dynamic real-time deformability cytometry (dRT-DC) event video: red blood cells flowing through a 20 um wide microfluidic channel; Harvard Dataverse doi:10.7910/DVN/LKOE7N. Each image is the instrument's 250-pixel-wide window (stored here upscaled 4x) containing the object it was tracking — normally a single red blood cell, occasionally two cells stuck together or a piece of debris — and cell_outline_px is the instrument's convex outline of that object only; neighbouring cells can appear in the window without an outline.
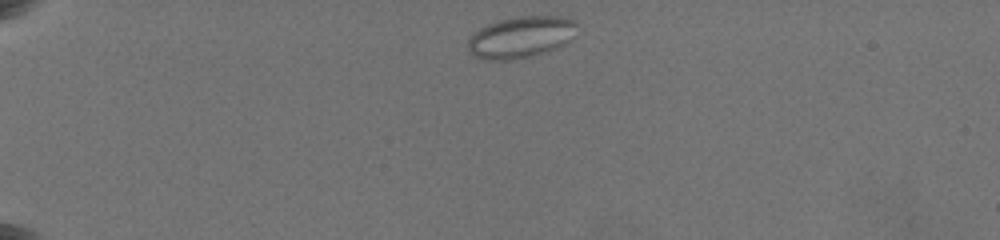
{"species": "common noctule bat (a hibernating species)", "species_latin": "Nyctalus noctula", "temperature_condition": "warm", "stored_images_in_passage": 112, "camera_frame_rate_fps": 3000, "um_per_image_px": 0.085, "animal": {"sex": "female", "body_mass_g": 19.5, "forearm_length_mm": 54.1}, "frame": {"image": 1, "passage_image": 3, "time_ms": 0.333, "image_size_px": [1000, 240], "cell_outline_px": [[576, 24], [572, 40], [548, 52], [512, 60], [484, 60], [472, 56], [468, 52], [468, 40], [480, 28], [488, 24], [500, 20], [520, 16], [560, 16], [572, 20]], "centroid_in_image_um": [44.25, 3.18], "position_along_channel_um": 40.7, "area_um2": 26.41}}
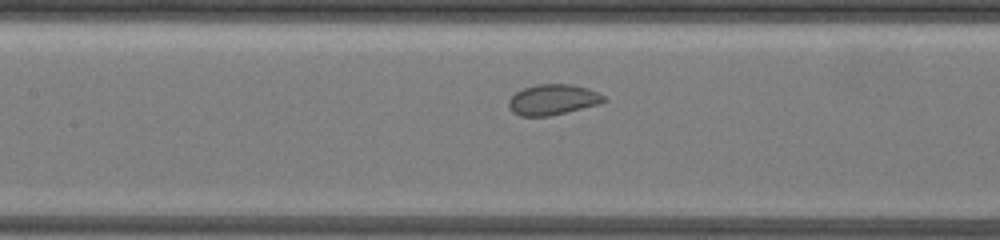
{"frame": {"image": 2, "passage_image": 35, "time_ms": 5.667, "image_size_px": [1000, 240], "cell_outline_px": [[608, 100], [600, 104], [548, 116], [520, 116], [512, 112], [508, 108], [508, 100], [516, 92], [524, 88], [536, 84], [572, 84], [588, 88], [604, 96]], "centroid_in_image_um": [46.98, 8.47], "position_along_channel_um": 160.4, "area_um2": 16.99}}
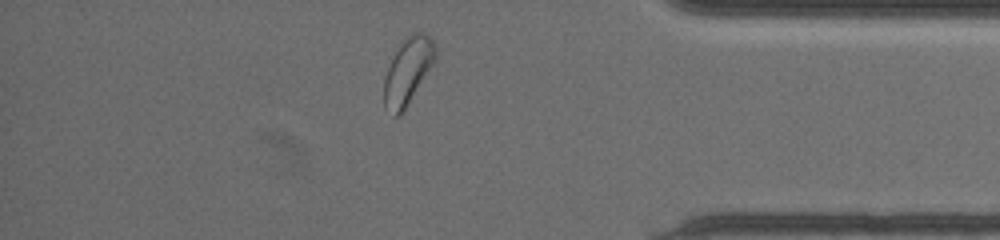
{"frame": {"image": 3, "passage_image": 96, "time_ms": 13.0, "image_size_px": [1000, 240], "cell_outline_px": [[436, 56], [432, 64], [400, 116], [392, 116], [384, 108], [384, 76], [400, 40], [412, 32], [420, 32], [428, 36], [436, 44]], "centroid_in_image_um": [34.63, 6.02], "position_along_channel_um": 400.6, "area_um2": 19.77}, "authors_computed_cell_mechanics": {"area_um2": 17.5712, "velocity_mm_per_s": 3.5249, "shape_relaxation_time_tau1_ms": null, "shape_relaxation_time_tau2_ms": 0.8239, "deformation_change_tau1": null, "deformation_change_tau2": 0.0557}}